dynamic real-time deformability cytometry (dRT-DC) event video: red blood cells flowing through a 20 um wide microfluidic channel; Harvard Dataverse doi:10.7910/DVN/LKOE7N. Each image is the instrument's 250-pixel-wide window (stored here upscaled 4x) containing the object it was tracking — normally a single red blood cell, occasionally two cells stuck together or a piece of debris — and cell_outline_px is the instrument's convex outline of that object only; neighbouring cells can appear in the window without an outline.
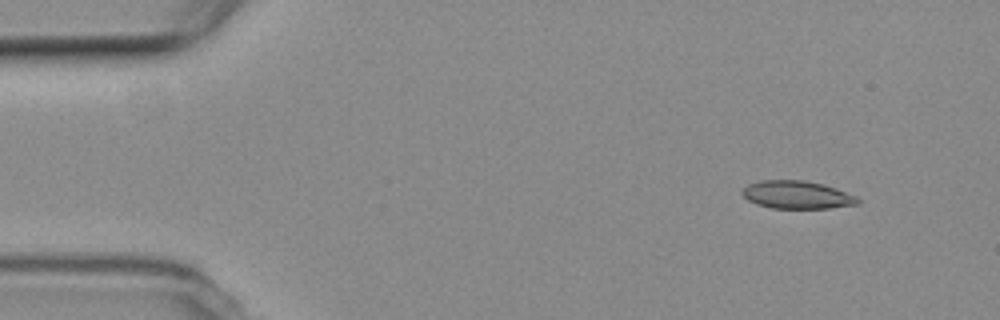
{"species": "common noctule bat (a hibernating species)", "species_latin": "Nyctalus noctula", "temperature_condition": "room temperature", "stored_images_in_passage": 5, "camera_frame_rate_fps": 3000, "um_per_image_px": 0.085, "animal": {"sex": "female", "body_mass_g": 19.3, "forearm_length_mm": 54.1}, "frame": {"image": 1, "passage_image": 1, "time_ms": 0.0, "image_size_px": [1000, 320], "cell_outline_px": [[860, 204], [828, 208], [772, 208], [756, 204], [748, 200], [740, 192], [748, 184], [760, 180], [804, 180], [824, 184], [836, 188], [856, 196], [860, 200]], "centroid_in_image_um": [67.75, 16.55], "position_along_channel_um": 17.3, "area_um2": 18.84}}
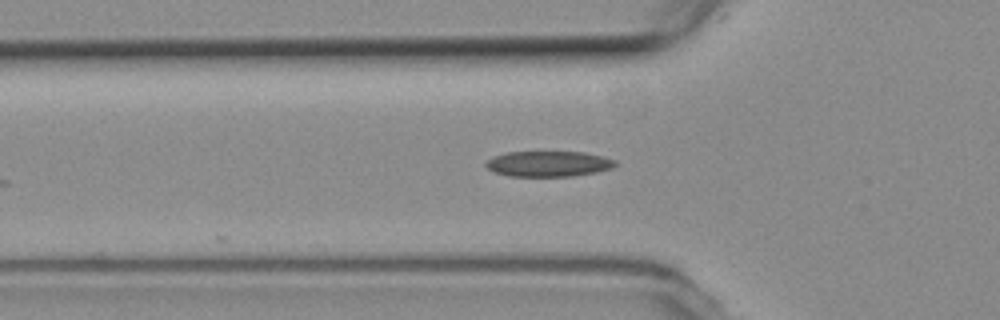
{"frame": {"image": 2, "passage_image": 4, "time_ms": 4.333, "image_size_px": [1000, 320], "cell_outline_px": [[616, 164], [612, 168], [596, 172], [572, 176], [508, 176], [492, 172], [484, 164], [492, 156], [508, 152], [584, 152], [604, 156], [616, 160]], "centroid_in_image_um": [46.61, 13.92], "position_along_channel_um": 79.2, "area_um2": 19.36}}
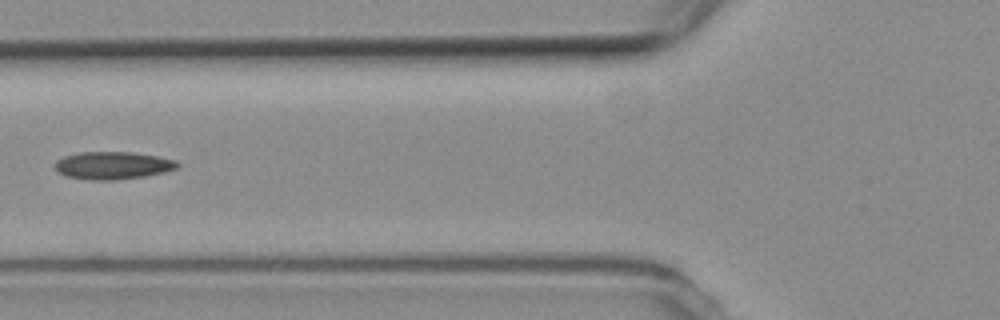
{"frame": {"image": 3, "passage_image": 5, "time_ms": 5.333, "image_size_px": [1000, 320], "cell_outline_px": [[180, 164], [176, 168], [164, 172], [144, 176], [116, 180], [92, 180], [68, 176], [56, 172], [52, 168], [52, 164], [56, 160], [64, 156], [80, 152], [132, 152], [156, 156], [176, 160]], "centroid_in_image_um": [9.52, 14.06], "position_along_channel_um": 116.3, "area_um2": 19.83}}